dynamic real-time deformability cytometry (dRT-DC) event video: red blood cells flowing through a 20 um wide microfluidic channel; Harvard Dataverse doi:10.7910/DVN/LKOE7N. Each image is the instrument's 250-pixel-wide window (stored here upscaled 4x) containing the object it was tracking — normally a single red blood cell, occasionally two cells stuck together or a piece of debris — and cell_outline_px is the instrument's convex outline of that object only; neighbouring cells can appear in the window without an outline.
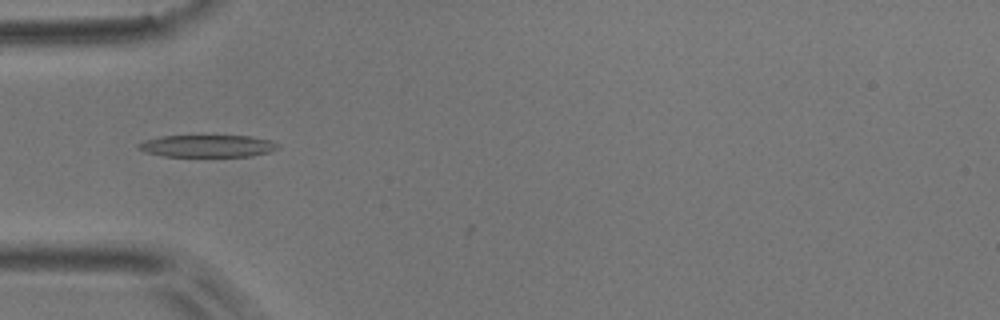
{"species": "common noctule bat (a hibernating species)", "species_latin": "Nyctalus noctula", "temperature_condition": "room temperature", "stored_images_in_passage": 3, "camera_frame_rate_fps": 3000, "um_per_image_px": 0.085, "animal": {"sex": "male", "body_mass_g": 17.9}, "frame": {"image": 1, "passage_image": 1, "time_ms": 0.0, "image_size_px": [1000, 320], "cell_outline_px": [[280, 148], [272, 152], [252, 156], [164, 156], [148, 152], [136, 148], [136, 144], [144, 140], [160, 136], [252, 136], [272, 140], [280, 144]], "centroid_in_image_um": [17.7, 12.4], "position_along_channel_um": 67.3, "area_um2": 18.21}}